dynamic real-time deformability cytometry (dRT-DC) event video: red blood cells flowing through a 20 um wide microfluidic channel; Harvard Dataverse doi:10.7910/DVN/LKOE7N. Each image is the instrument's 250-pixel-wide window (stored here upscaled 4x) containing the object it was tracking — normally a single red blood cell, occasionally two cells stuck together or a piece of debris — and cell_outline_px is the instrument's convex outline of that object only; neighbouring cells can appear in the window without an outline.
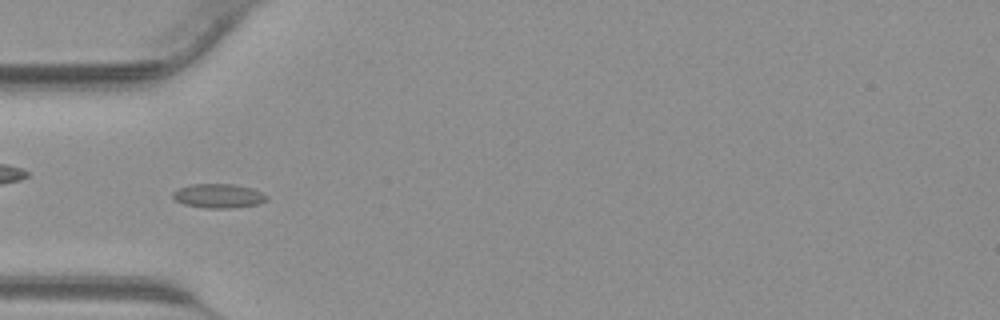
{"species": "common noctule bat (a hibernating species)", "species_latin": "Nyctalus noctula", "temperature_condition": "warm", "stored_images_in_passage": 42, "camera_frame_rate_fps": 3000, "um_per_image_px": 0.085, "animal": {"sex": "male", "body_mass_g": 23.1, "forearm_length_mm": 52.7}, "frame": {"image": 1, "passage_image": 13, "time_ms": 4.0, "image_size_px": [1000, 320], "cell_outline_px": [[268, 200], [260, 204], [232, 208], [204, 208], [184, 204], [176, 200], [172, 196], [172, 192], [180, 188], [192, 184], [236, 184], [252, 188], [268, 196]], "centroid_in_image_um": [18.61, 16.65], "position_along_channel_um": 66.4, "area_um2": 13.29}}
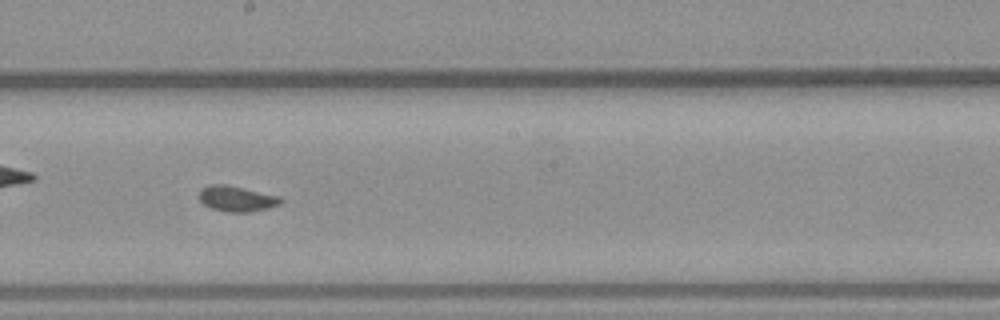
{"frame": {"image": 2, "passage_image": 23, "time_ms": 7.333, "image_size_px": [1000, 320], "cell_outline_px": [[284, 200], [280, 204], [268, 208], [248, 212], [228, 212], [212, 208], [204, 204], [200, 200], [200, 188], [208, 184], [228, 184], [280, 196]], "centroid_in_image_um": [20.13, 16.87], "position_along_channel_um": 228.1, "area_um2": 12.25}}
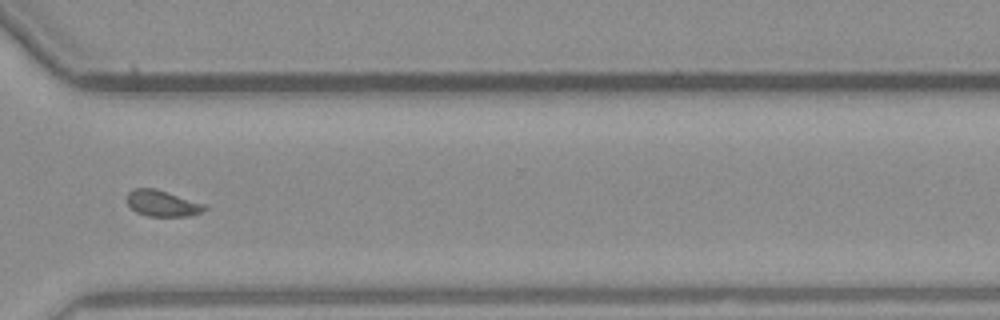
{"frame": {"image": 3, "passage_image": 31, "time_ms": 10.0, "image_size_px": [1000, 320], "cell_outline_px": [[208, 208], [200, 212], [188, 216], [148, 216], [136, 212], [128, 204], [128, 192], [136, 188], [156, 188], [208, 204]], "centroid_in_image_um": [13.86, 17.28], "position_along_channel_um": 356.7, "area_um2": 11.91}}